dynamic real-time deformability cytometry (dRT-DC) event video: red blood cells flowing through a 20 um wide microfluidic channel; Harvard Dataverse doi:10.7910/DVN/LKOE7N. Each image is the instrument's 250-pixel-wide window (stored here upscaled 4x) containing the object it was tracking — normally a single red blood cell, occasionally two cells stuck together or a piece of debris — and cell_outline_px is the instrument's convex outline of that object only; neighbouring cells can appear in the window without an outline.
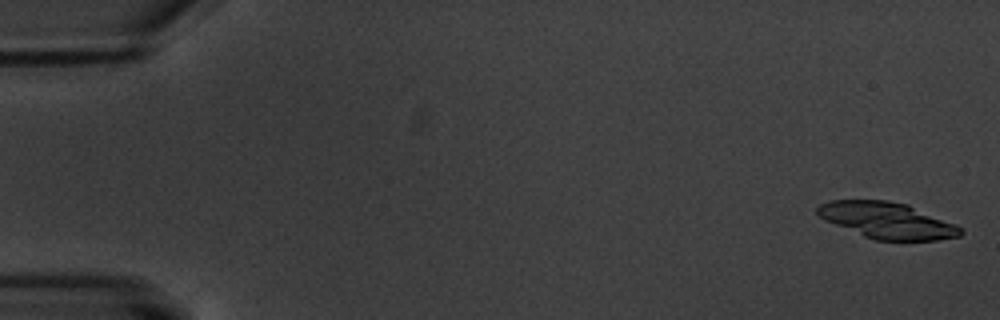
{"species": "common noctule bat (a hibernating species)", "species_latin": "Nyctalus noctula", "temperature_condition": "warm", "stored_images_in_passage": 7, "camera_frame_rate_fps": 3000, "um_per_image_px": 0.085, "animal": {"sex": "male", "body_mass_g": 20.1, "forearm_length_mm": 53.5}, "frame": {"image": 1, "passage_image": 1, "time_ms": 0.0, "image_size_px": [1000, 320], "cell_outline_px": [[964, 232], [960, 236], [936, 240], [876, 240], [864, 236], [824, 220], [816, 212], [816, 208], [820, 204], [832, 200], [884, 200], [908, 204], [956, 224], [964, 228]], "centroid_in_image_um": [75.44, 18.73], "position_along_channel_um": 9.6, "area_um2": 30.17}}
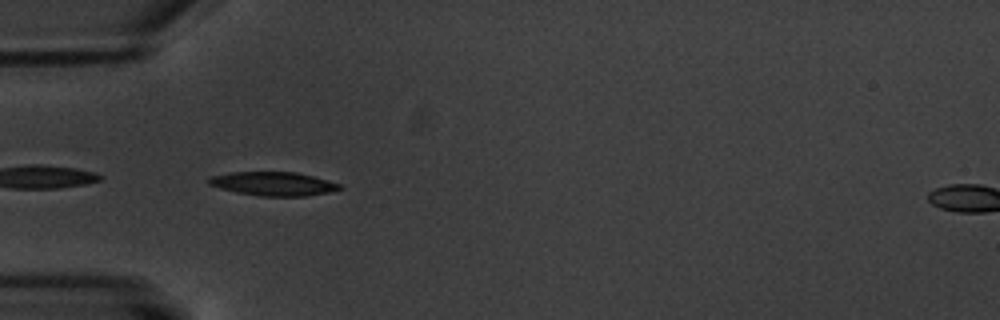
{"frame": {"image": 2, "passage_image": 6, "time_ms": 6.0, "image_size_px": [1000, 320], "cell_outline_px": [[344, 188], [328, 192], [304, 196], [260, 196], [236, 192], [220, 188], [208, 184], [208, 180], [212, 176], [228, 172], [296, 172], [312, 176], [340, 184]], "centroid_in_image_um": [23.21, 15.62], "position_along_channel_um": 61.8, "area_um2": 17.98}}